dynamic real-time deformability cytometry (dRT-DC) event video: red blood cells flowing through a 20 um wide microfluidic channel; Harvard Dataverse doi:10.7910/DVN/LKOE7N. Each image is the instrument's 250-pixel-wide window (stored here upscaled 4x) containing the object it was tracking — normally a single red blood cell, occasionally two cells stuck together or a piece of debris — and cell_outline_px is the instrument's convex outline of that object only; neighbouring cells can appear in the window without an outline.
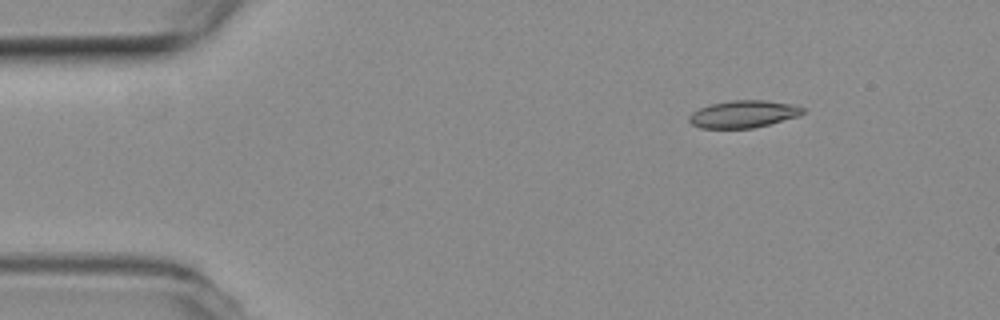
{"species": "common noctule bat (a hibernating species)", "species_latin": "Nyctalus noctula", "temperature_condition": "room temperature", "stored_images_in_passage": 9, "camera_frame_rate_fps": 3000, "um_per_image_px": 0.085, "animal": {"sex": "female", "body_mass_g": 19.3, "forearm_length_mm": 54.1}, "frame": {"image": 1, "passage_image": 3, "time_ms": 0.667, "image_size_px": [1000, 320], "cell_outline_px": [[804, 112], [800, 116], [752, 128], [700, 128], [692, 124], [688, 120], [688, 116], [692, 112], [700, 108], [712, 104], [732, 100], [764, 100], [792, 104], [804, 108]], "centroid_in_image_um": [63.19, 9.7], "position_along_channel_um": 21.8, "area_um2": 17.98}}
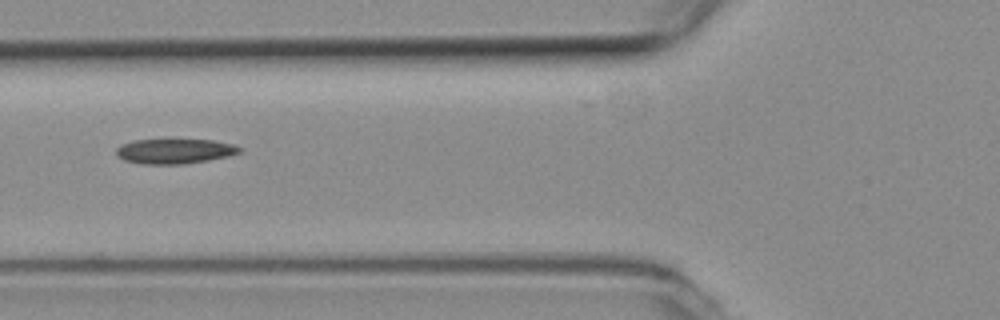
{"frame": {"image": 2, "passage_image": 7, "time_ms": 2.0, "image_size_px": [1000, 320], "cell_outline_px": [[240, 152], [228, 156], [208, 160], [184, 164], [144, 164], [124, 160], [116, 156], [116, 148], [120, 144], [132, 140], [212, 140], [232, 144], [240, 148]], "centroid_in_image_um": [14.78, 12.85], "position_along_channel_um": 111.0, "area_um2": 17.8}}
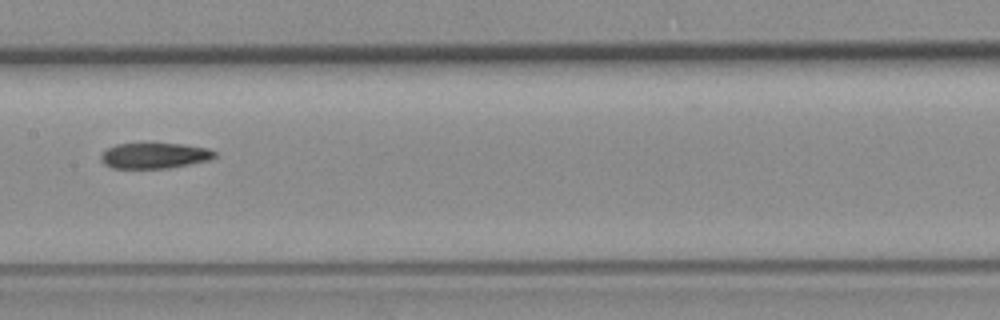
{"frame": {"image": 3, "passage_image": 9, "time_ms": 2.667, "image_size_px": [1000, 320], "cell_outline_px": [[216, 156], [212, 160], [168, 168], [112, 168], [104, 164], [100, 160], [100, 156], [108, 148], [116, 144], [184, 144], [208, 148], [216, 152]], "centroid_in_image_um": [13.16, 13.23], "position_along_channel_um": 194.2, "area_um2": 16.99}}